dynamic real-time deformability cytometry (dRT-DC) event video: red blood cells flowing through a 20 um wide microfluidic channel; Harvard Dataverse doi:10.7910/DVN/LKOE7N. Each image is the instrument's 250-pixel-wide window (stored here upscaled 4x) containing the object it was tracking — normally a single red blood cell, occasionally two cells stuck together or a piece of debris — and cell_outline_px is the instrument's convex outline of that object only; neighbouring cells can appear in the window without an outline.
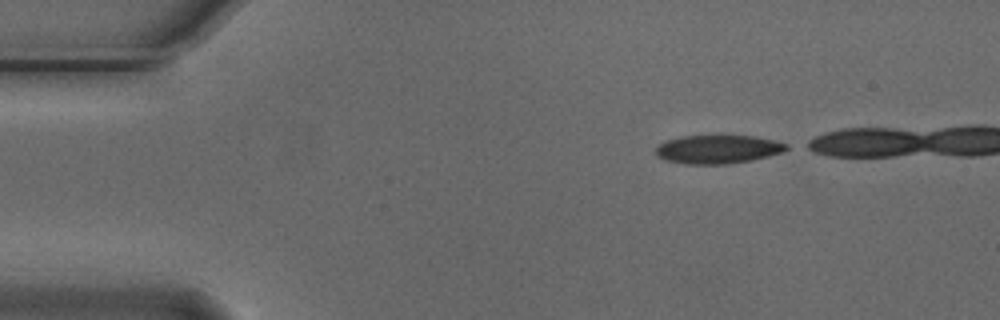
{"species": "Egyptian fruit bat (a non-hibernating species)", "species_latin": "Rousettus aegyptiacus", "temperature_condition": "cold", "stored_images_in_passage": 32, "camera_frame_rate_fps": 3000, "um_per_image_px": 0.085, "animal": {"sex": "male"}, "frame": {"image": 1, "passage_image": 1, "time_ms": 0.0, "image_size_px": [1000, 320], "cell_outline_px": [[792, 148], [784, 152], [752, 160], [728, 164], [688, 164], [664, 160], [656, 156], [656, 148], [664, 140], [680, 136], [752, 136], [772, 140], [788, 144]], "centroid_in_image_um": [61.02, 12.69], "position_along_channel_um": 24.0, "area_um2": 21.85}}
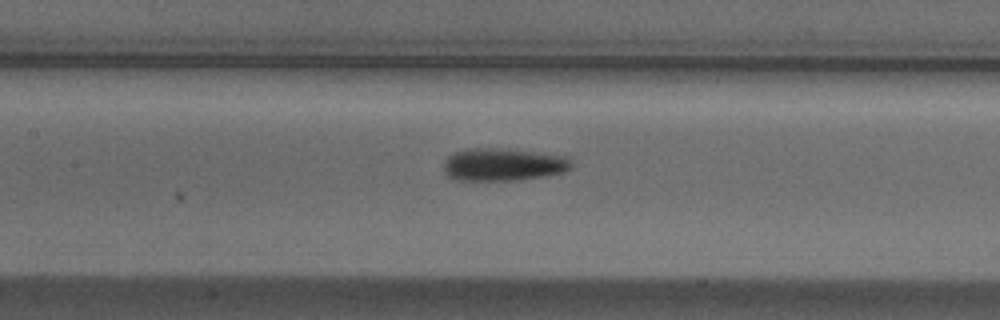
{"frame": {"image": 2, "passage_image": 18, "time_ms": 5.667, "image_size_px": [1000, 320], "cell_outline_px": [[572, 168], [564, 172], [540, 176], [512, 180], [456, 180], [448, 176], [444, 172], [444, 160], [448, 156], [464, 148], [504, 148], [568, 156], [572, 164]], "centroid_in_image_um": [42.75, 13.97], "position_along_channel_um": 164.7, "area_um2": 24.33}}
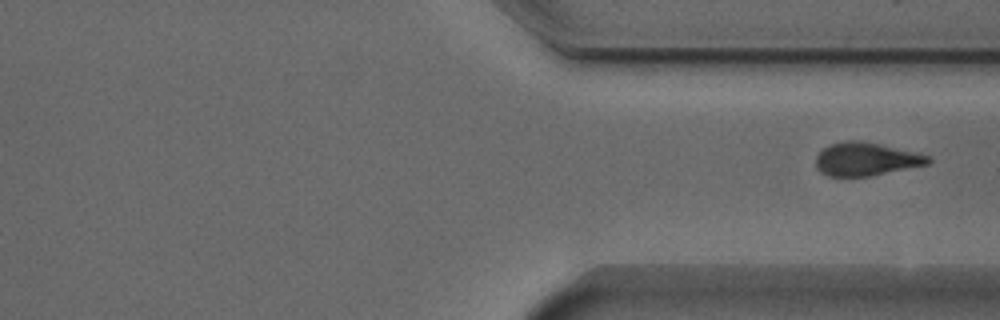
{"frame": {"image": 3, "passage_image": 32, "time_ms": 10.333, "image_size_px": [1000, 320], "cell_outline_px": [[932, 160], [928, 164], [868, 176], [828, 176], [820, 172], [816, 168], [816, 156], [824, 148], [832, 144], [852, 140], [856, 140], [876, 144], [932, 156]], "centroid_in_image_um": [73.59, 13.54], "position_along_channel_um": 337.8, "area_um2": 21.21}}